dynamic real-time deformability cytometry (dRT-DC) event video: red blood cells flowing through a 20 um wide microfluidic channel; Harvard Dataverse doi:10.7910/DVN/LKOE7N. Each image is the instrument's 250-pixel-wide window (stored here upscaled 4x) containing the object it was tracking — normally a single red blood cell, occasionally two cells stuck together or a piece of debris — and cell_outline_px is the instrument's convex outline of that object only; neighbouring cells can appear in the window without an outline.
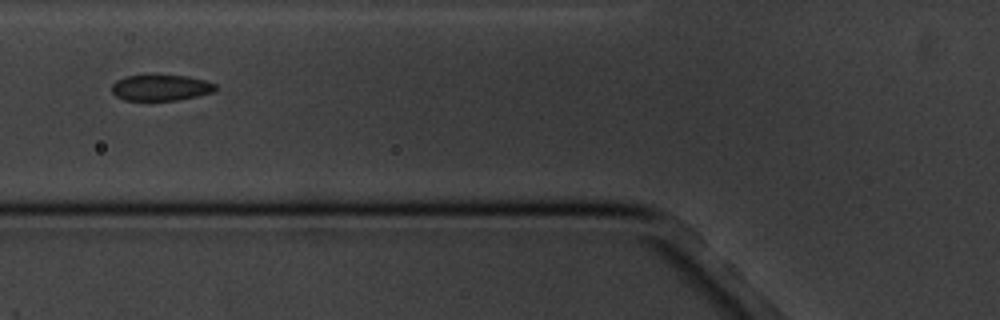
{"species": "common noctule bat (a hibernating species)", "species_latin": "Nyctalus noctula", "temperature_condition": "cold", "stored_images_in_passage": 12, "camera_frame_rate_fps": 3000, "um_per_image_px": 0.085, "animal": {"sex": "male", "body_mass_g": 20.1, "forearm_length_mm": 53.5}, "frame": {"image": 1, "passage_image": 2, "time_ms": 1.333, "image_size_px": [1000, 320], "cell_outline_px": [[216, 92], [176, 100], [124, 100], [116, 96], [112, 92], [112, 84], [116, 80], [124, 76], [148, 72], [152, 72], [188, 76], [204, 80], [216, 84]], "centroid_in_image_um": [13.64, 7.39], "position_along_channel_um": 112.2, "area_um2": 16.53}}
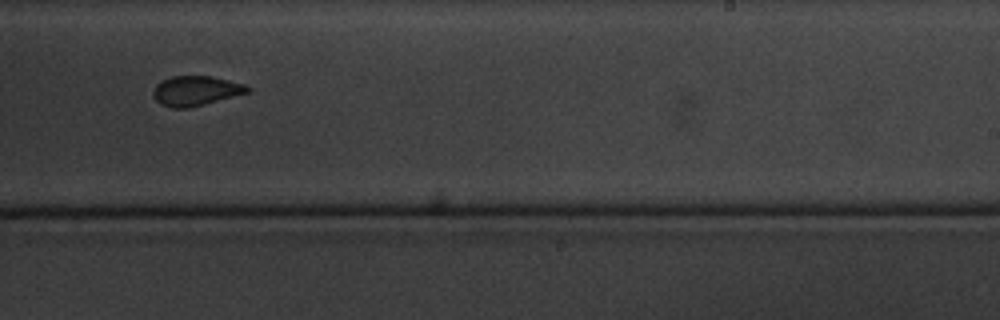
{"frame": {"image": 2, "passage_image": 6, "time_ms": 6.0, "image_size_px": [1000, 320], "cell_outline_px": [[248, 92], [204, 104], [184, 108], [172, 108], [160, 104], [156, 100], [152, 92], [156, 84], [160, 80], [172, 76], [212, 76], [244, 84], [248, 88]], "centroid_in_image_um": [16.57, 7.71], "position_along_channel_um": 272.4, "area_um2": 16.13}}
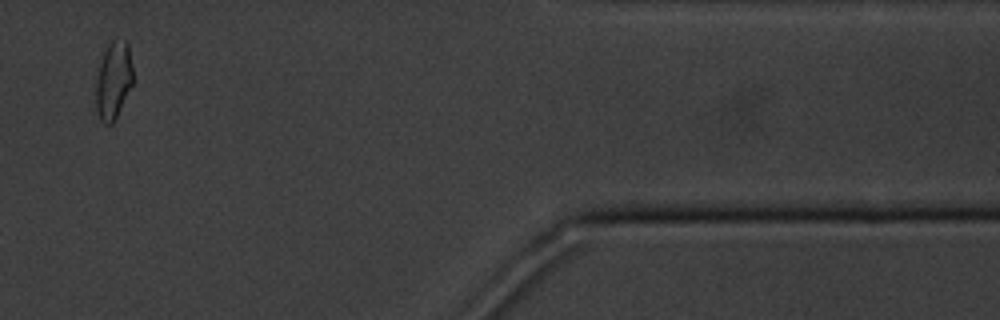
{"frame": {"image": 3, "passage_image": 10, "time_ms": 11.0, "image_size_px": [1000, 320], "cell_outline_px": [[132, 84], [112, 124], [104, 124], [100, 120], [96, 112], [96, 76], [104, 44], [112, 40], [128, 40], [132, 68]], "centroid_in_image_um": [9.61, 6.76], "position_along_channel_um": 401.8, "area_um2": 16.99}, "authors_computed_cell_mechanics": {"area_um2": 16.9065, "velocity_mm_per_s": 3.4192, "shape_relaxation_time_tau1_ms": 1.9534, "shape_relaxation_time_tau2_ms": null, "deformation_change_tau1": 0.0609, "deformation_change_tau2": null}}